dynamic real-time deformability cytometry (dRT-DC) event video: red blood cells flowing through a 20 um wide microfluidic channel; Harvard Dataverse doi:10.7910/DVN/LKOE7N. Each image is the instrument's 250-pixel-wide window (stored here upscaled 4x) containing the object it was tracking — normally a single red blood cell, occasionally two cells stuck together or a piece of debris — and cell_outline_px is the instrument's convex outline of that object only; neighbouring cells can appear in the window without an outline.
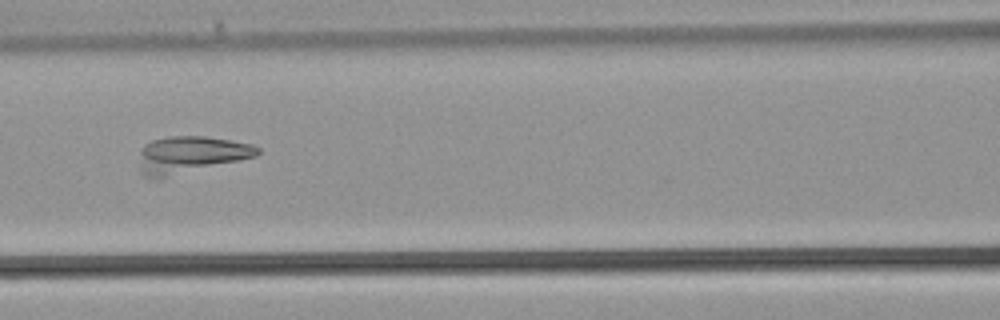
{"species": "common noctule bat (a hibernating species)", "species_latin": "Nyctalus noctula", "temperature_condition": "warm", "stored_images_in_passage": 21, "camera_frame_rate_fps": 3000, "um_per_image_px": 0.085, "animal": {"sex": "male", "body_mass_g": 21.5, "forearm_length_mm": 52.0}, "frame": {"image": 1, "passage_image": 14, "time_ms": 4.333, "image_size_px": [1000, 320], "cell_outline_px": [[260, 152], [256, 156], [240, 160], [164, 176], [144, 176], [140, 172], [140, 148], [144, 144], [152, 140], [168, 136], [204, 136], [232, 140], [252, 144], [260, 148]], "centroid_in_image_um": [16.2, 13.09], "position_along_channel_um": 150.4, "area_um2": 24.8}}
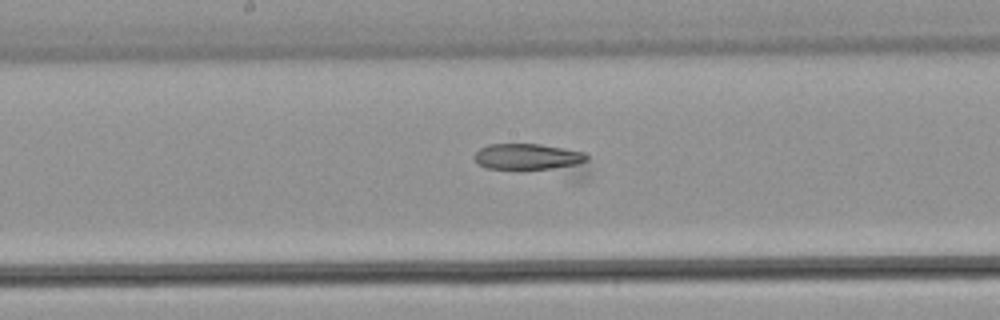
{"frame": {"image": 2, "passage_image": 17, "time_ms": 5.333, "image_size_px": [1000, 320], "cell_outline_px": [[588, 176], [580, 184], [572, 184], [488, 168], [480, 164], [472, 156], [480, 148], [488, 144], [540, 144], [564, 148], [584, 152], [588, 156]], "centroid_in_image_um": [45.56, 13.72], "position_along_channel_um": 202.6, "area_um2": 23.93}}